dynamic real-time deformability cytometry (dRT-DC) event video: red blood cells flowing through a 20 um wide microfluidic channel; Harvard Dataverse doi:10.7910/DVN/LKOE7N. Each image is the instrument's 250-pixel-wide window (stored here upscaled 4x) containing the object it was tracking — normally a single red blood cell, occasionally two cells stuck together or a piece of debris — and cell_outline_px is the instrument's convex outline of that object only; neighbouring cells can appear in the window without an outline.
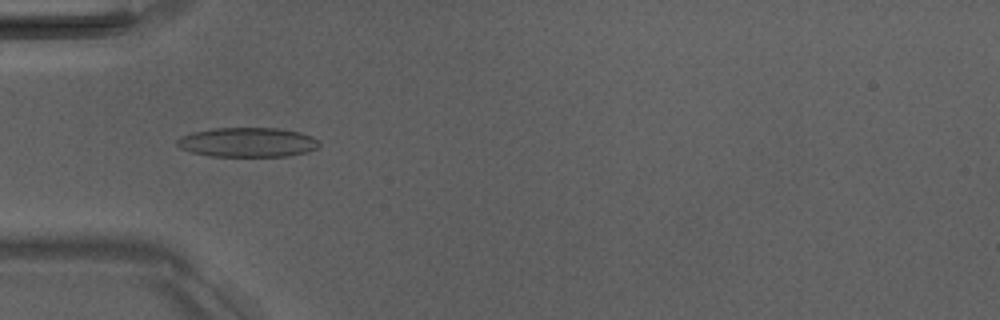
{"species": "Egyptian fruit bat (a non-hibernating species)", "species_latin": "Rousettus aegyptiacus", "temperature_condition": "room temperature", "stored_images_in_passage": 8, "camera_frame_rate_fps": 3000, "um_per_image_px": 0.085, "animal": {"sex": "male"}, "frame": {"image": 1, "passage_image": 4, "time_ms": 3.667, "image_size_px": [1000, 320], "cell_outline_px": [[320, 144], [316, 148], [308, 152], [288, 156], [208, 156], [192, 152], [180, 148], [176, 144], [176, 140], [180, 136], [192, 132], [212, 128], [276, 128], [300, 132], [312, 136], [320, 140]], "centroid_in_image_um": [21.04, 12.09], "position_along_channel_um": 64.0, "area_um2": 24.62}}
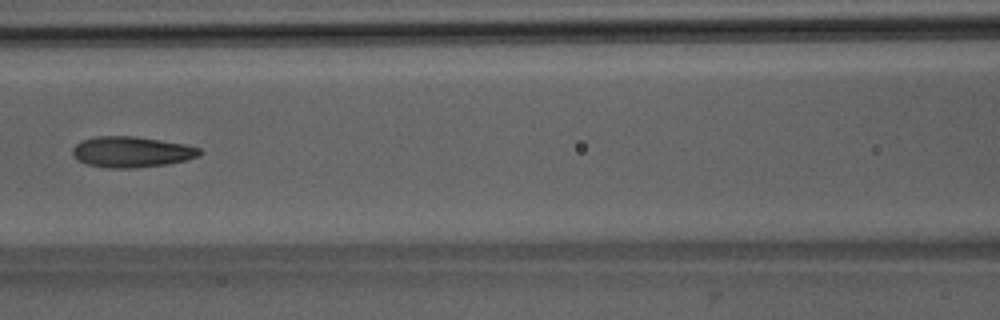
{"frame": {"image": 2, "passage_image": 6, "time_ms": 6.0, "image_size_px": [1000, 320], "cell_outline_px": [[204, 152], [200, 156], [168, 164], [136, 168], [108, 168], [88, 164], [80, 160], [72, 152], [72, 148], [80, 140], [96, 136], [136, 136], [184, 144], [200, 148]], "centroid_in_image_um": [11.21, 12.91], "position_along_channel_um": 155.4, "area_um2": 22.83}}